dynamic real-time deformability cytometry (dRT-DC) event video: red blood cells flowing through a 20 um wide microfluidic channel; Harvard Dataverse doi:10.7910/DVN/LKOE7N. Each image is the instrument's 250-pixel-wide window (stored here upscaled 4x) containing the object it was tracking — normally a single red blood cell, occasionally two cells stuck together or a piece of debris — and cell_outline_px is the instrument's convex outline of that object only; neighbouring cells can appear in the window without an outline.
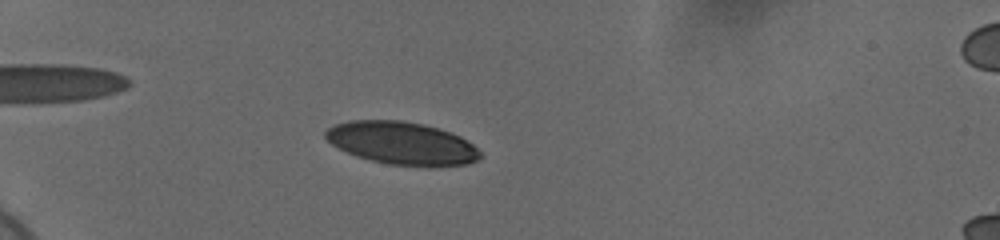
{"species": "human", "species_latin": "Homo sapiens", "temperature_condition": "cold", "stored_images_in_passage": 13, "camera_frame_rate_fps": 3000, "um_per_image_px": 0.085, "donor": {"sex": "female"}, "frame": {"image": 1, "passage_image": 10, "time_ms": 3.0, "image_size_px": [1000, 240], "cell_outline_px": [[484, 156], [468, 164], [388, 164], [356, 156], [332, 144], [324, 136], [324, 132], [328, 128], [336, 124], [348, 120], [404, 120], [424, 124], [452, 132], [460, 136], [472, 144]], "centroid_in_image_um": [34.13, 12.12], "position_along_channel_um": 50.9, "area_um2": 37.8}}
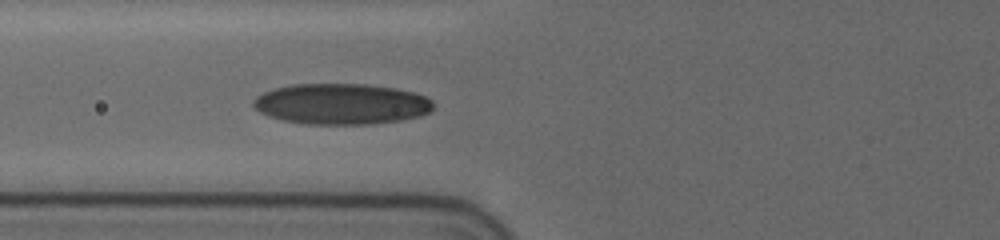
{"frame": {"image": 2, "passage_image": 13, "time_ms": 4.0, "image_size_px": [1000, 240], "cell_outline_px": [[432, 108], [428, 112], [420, 116], [400, 120], [368, 124], [308, 124], [284, 120], [268, 116], [260, 112], [252, 104], [252, 100], [256, 96], [264, 92], [276, 88], [292, 84], [364, 84], [396, 88], [412, 92], [424, 96], [432, 100]], "centroid_in_image_um": [28.99, 8.83], "position_along_channel_um": 96.8, "area_um2": 42.6}}